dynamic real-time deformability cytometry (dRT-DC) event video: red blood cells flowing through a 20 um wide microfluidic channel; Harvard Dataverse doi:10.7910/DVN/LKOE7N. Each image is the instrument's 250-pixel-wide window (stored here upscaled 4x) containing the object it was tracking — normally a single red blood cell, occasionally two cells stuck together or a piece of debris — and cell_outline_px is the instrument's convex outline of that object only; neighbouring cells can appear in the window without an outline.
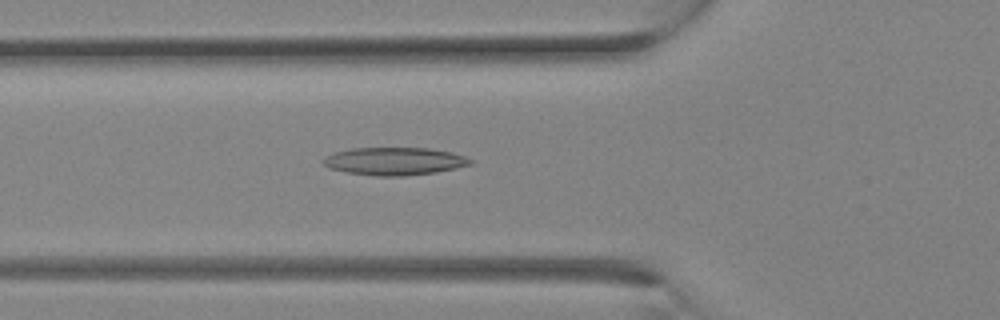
{"species": "Egyptian fruit bat (a non-hibernating species)", "species_latin": "Rousettus aegyptiacus", "temperature_condition": "room temperature", "stored_images_in_passage": 13, "camera_frame_rate_fps": 3000, "um_per_image_px": 0.085, "animal": {"sex": "female"}, "frame": {"image": 1, "passage_image": 11, "time_ms": 3.333, "image_size_px": [1000, 320], "cell_outline_px": [[476, 160], [472, 164], [456, 168], [436, 172], [404, 176], [376, 176], [348, 172], [332, 168], [324, 164], [324, 160], [332, 152], [352, 148], [428, 148], [452, 152]], "centroid_in_image_um": [33.6, 13.7], "position_along_channel_um": 92.2, "area_um2": 23.7}}
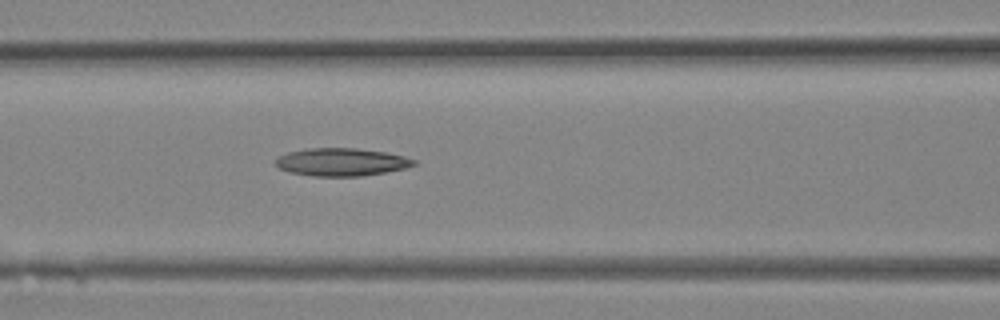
{"frame": {"image": 2, "passage_image": 13, "time_ms": 4.0, "image_size_px": [1000, 320], "cell_outline_px": [[416, 164], [404, 168], [384, 172], [360, 176], [312, 176], [288, 172], [280, 168], [272, 160], [276, 156], [288, 152], [308, 148], [356, 148], [388, 152], [404, 156], [416, 160]], "centroid_in_image_um": [28.97, 13.76], "position_along_channel_um": 137.6, "area_um2": 22.54}}